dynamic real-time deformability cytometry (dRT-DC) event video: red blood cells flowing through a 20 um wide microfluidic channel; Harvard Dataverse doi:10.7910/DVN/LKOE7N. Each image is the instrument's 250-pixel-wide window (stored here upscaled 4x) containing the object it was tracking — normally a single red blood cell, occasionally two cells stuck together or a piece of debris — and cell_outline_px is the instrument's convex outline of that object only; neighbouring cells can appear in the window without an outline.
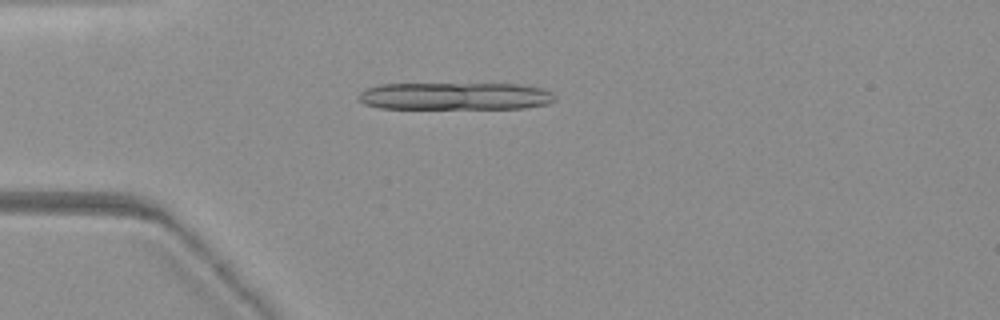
{"species": "common noctule bat (a hibernating species)", "species_latin": "Nyctalus noctula", "temperature_condition": "warm", "stored_images_in_passage": 26, "camera_frame_rate_fps": 3000, "um_per_image_px": 0.085, "animal": {"sex": "female", "body_mass_g": 19.3, "forearm_length_mm": 54.1}, "frame": {"image": 1, "passage_image": 19, "time_ms": 6.0, "image_size_px": [1000, 320], "cell_outline_px": [[556, 100], [548, 104], [524, 108], [380, 108], [364, 104], [356, 96], [360, 92], [368, 88], [380, 84], [520, 84], [544, 88], [552, 92], [556, 96]], "centroid_in_image_um": [38.73, 8.17], "position_along_channel_um": 46.3, "area_um2": 31.5}}